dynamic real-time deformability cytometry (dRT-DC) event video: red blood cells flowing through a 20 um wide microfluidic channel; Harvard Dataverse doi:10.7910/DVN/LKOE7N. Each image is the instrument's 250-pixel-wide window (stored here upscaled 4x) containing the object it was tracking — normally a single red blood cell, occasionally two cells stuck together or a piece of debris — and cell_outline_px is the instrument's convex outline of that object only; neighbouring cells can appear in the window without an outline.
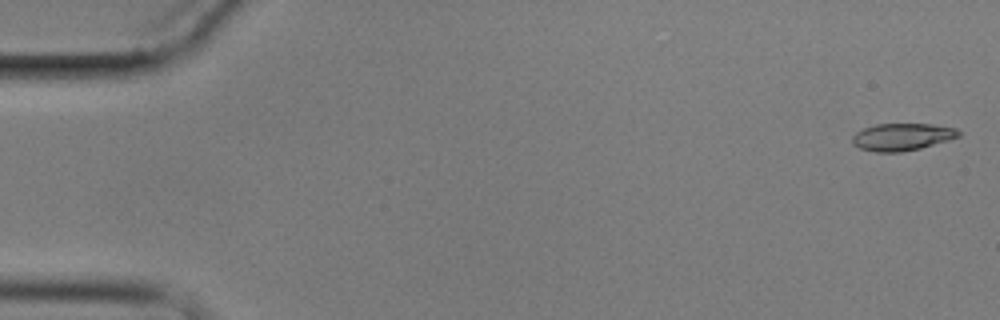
{"species": "common noctule bat (a hibernating species)", "species_latin": "Nyctalus noctula", "temperature_condition": "cold", "stored_images_in_passage": 5, "camera_frame_rate_fps": 3000, "um_per_image_px": 0.085, "animal": {"sex": "male", "body_mass_g": 17.9}, "frame": {"image": 1, "passage_image": 1, "time_ms": 0.0, "image_size_px": [1000, 320], "cell_outline_px": [[960, 136], [920, 148], [900, 152], [876, 152], [860, 148], [852, 144], [852, 136], [856, 132], [864, 128], [876, 124], [932, 124], [956, 128], [960, 132]], "centroid_in_image_um": [76.65, 11.63], "position_along_channel_um": 8.3, "area_um2": 16.76}}
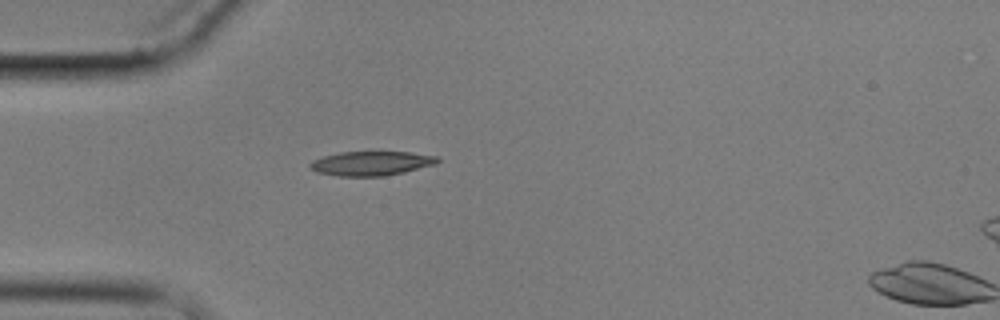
{"frame": {"image": 2, "passage_image": 4, "time_ms": 5.0, "image_size_px": [1000, 320], "cell_outline_px": [[440, 160], [436, 164], [404, 172], [384, 176], [340, 176], [316, 172], [308, 168], [308, 164], [312, 160], [324, 156], [340, 152], [412, 152], [440, 156]], "centroid_in_image_um": [31.56, 13.88], "position_along_channel_um": 53.4, "area_um2": 18.21}}